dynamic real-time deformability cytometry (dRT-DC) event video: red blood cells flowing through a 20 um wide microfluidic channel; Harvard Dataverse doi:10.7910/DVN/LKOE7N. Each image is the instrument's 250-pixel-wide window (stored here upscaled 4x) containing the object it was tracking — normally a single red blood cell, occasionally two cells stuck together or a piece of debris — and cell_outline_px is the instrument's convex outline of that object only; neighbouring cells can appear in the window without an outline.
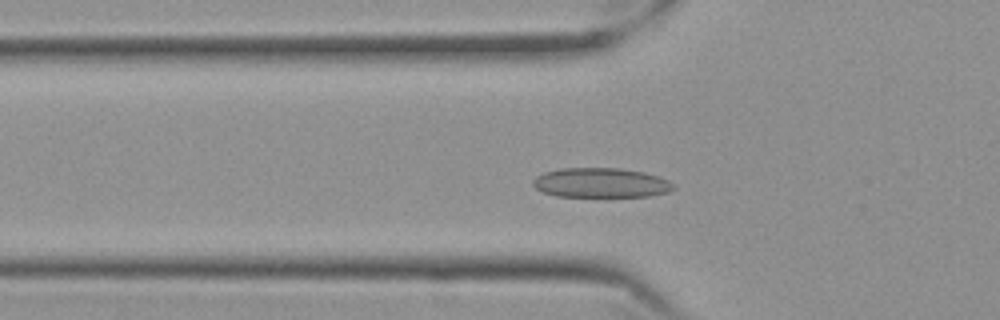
{"species": "Egyptian fruit bat (a non-hibernating species)", "species_latin": "Rousettus aegyptiacus", "temperature_condition": "cold", "stored_images_in_passage": 54, "camera_frame_rate_fps": 3000, "um_per_image_px": 0.085, "frame": {"image": 1, "passage_image": 15, "time_ms": 4.667, "image_size_px": [1000, 320], "cell_outline_px": [[676, 188], [668, 192], [652, 196], [556, 196], [544, 192], [536, 188], [532, 184], [532, 180], [536, 176], [544, 172], [560, 168], [620, 168], [644, 172], [668, 180]], "centroid_in_image_um": [51.06, 15.53], "position_along_channel_um": 74.7, "area_um2": 24.22}}
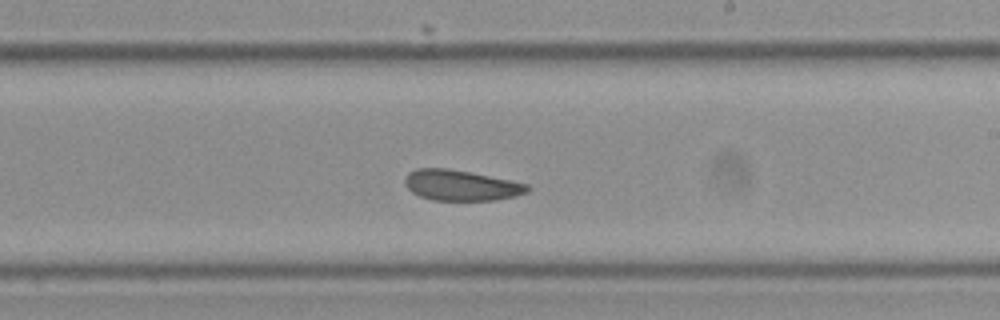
{"frame": {"image": 2, "passage_image": 30, "time_ms": 9.667, "image_size_px": [1000, 320], "cell_outline_px": [[528, 192], [516, 196], [496, 200], [432, 200], [420, 196], [412, 192], [404, 184], [404, 180], [408, 172], [416, 168], [448, 168], [528, 184]], "centroid_in_image_um": [39.14, 15.75], "position_along_channel_um": 249.9, "area_um2": 21.68}}
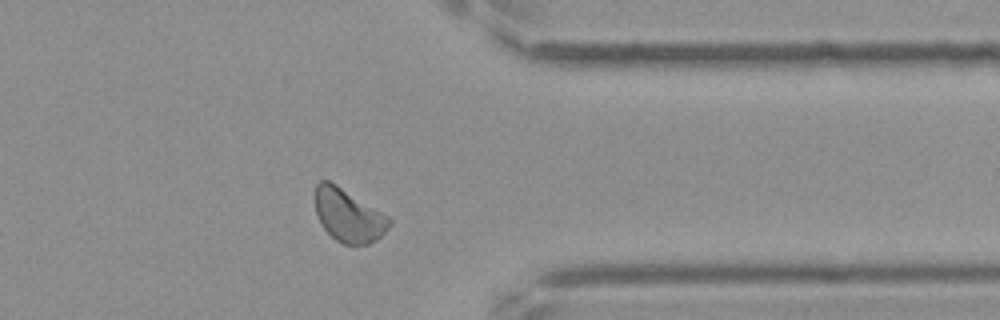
{"frame": {"image": 3, "passage_image": 42, "time_ms": 13.667, "image_size_px": [1000, 320], "cell_outline_px": [[392, 224], [376, 240], [368, 244], [344, 244], [336, 240], [320, 224], [316, 212], [316, 184], [320, 180], [328, 180], [336, 184], [388, 216], [392, 220]], "centroid_in_image_um": [29.62, 18.31], "position_along_channel_um": 381.8, "area_um2": 22.6}, "authors_computed_cell_mechanics": {"area_um2": 22.8599, "velocity_mm_per_s": 3.4871, "shape_relaxation_time_tau1_ms": null, "shape_relaxation_time_tau2_ms": 4.9044, "deformation_change_tau1": null, "deformation_change_tau2": 0.0743}}